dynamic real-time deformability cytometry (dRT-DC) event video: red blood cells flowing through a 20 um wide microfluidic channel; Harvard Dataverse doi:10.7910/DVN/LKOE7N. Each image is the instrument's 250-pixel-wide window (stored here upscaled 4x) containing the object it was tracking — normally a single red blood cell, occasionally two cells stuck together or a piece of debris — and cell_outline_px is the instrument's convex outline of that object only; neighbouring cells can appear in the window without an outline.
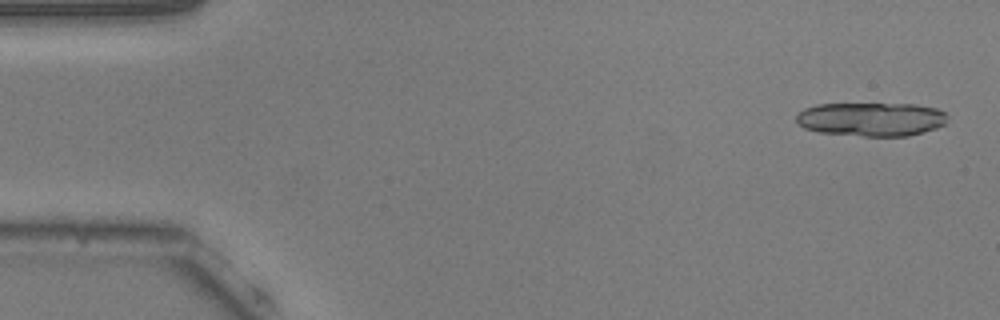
{"species": "common noctule bat (a hibernating species)", "species_latin": "Nyctalus noctula", "temperature_condition": "warm", "stored_images_in_passage": 16, "camera_frame_rate_fps": 3000, "um_per_image_px": 0.085, "animal": {"sex": "male", "body_mass_g": 20.5, "forearm_length_mm": 52.5}, "frame": {"image": 1, "passage_image": 2, "time_ms": 0.333, "image_size_px": [1000, 320], "cell_outline_px": [[948, 116], [944, 124], [936, 128], [908, 136], [864, 136], [820, 132], [804, 128], [796, 124], [796, 116], [804, 108], [816, 104], [916, 104], [936, 108], [944, 112]], "centroid_in_image_um": [74.04, 10.13], "position_along_channel_um": 11.0, "area_um2": 29.82}}